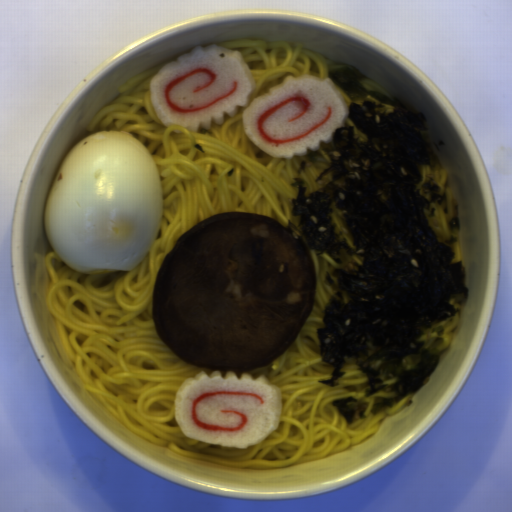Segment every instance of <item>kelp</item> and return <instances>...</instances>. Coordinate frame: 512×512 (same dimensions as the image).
Masks as SVG:
<instances>
[{
  "label": "kelp",
  "mask_w": 512,
  "mask_h": 512,
  "mask_svg": "<svg viewBox=\"0 0 512 512\" xmlns=\"http://www.w3.org/2000/svg\"><path fill=\"white\" fill-rule=\"evenodd\" d=\"M350 96L345 127L321 144L319 151L303 155L312 164L328 155L330 166L314 182L329 174L330 181L310 193L302 176L291 207L295 223L286 222L306 250L326 253L343 264L342 253L362 257L349 268L329 270L325 284L333 294L323 308L316 334L322 363L332 365L331 377L319 378L335 388L352 359L365 374L366 397L382 391L395 379V397L373 405L380 413L408 392H418L438 366L426 329L452 317L453 294L467 297L463 261L442 242L432 228L436 206L449 196L430 174L420 192V166L436 170L444 163L424 136L427 116L400 99L363 86L366 76L349 66L328 73Z\"/></svg>",
  "instance_id": "kelp-1"
}]
</instances>
